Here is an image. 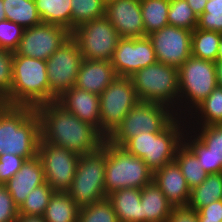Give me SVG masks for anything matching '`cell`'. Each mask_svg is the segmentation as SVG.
Here are the masks:
<instances>
[{
    "label": "cell",
    "mask_w": 222,
    "mask_h": 222,
    "mask_svg": "<svg viewBox=\"0 0 222 222\" xmlns=\"http://www.w3.org/2000/svg\"><path fill=\"white\" fill-rule=\"evenodd\" d=\"M214 157V173L222 172V125L187 126Z\"/></svg>",
    "instance_id": "4dcf8cb0"
},
{
    "label": "cell",
    "mask_w": 222,
    "mask_h": 222,
    "mask_svg": "<svg viewBox=\"0 0 222 222\" xmlns=\"http://www.w3.org/2000/svg\"><path fill=\"white\" fill-rule=\"evenodd\" d=\"M218 67V85H222V63H217Z\"/></svg>",
    "instance_id": "c3c4849f"
},
{
    "label": "cell",
    "mask_w": 222,
    "mask_h": 222,
    "mask_svg": "<svg viewBox=\"0 0 222 222\" xmlns=\"http://www.w3.org/2000/svg\"><path fill=\"white\" fill-rule=\"evenodd\" d=\"M119 222H142L141 189L124 188L107 196Z\"/></svg>",
    "instance_id": "603a6c76"
},
{
    "label": "cell",
    "mask_w": 222,
    "mask_h": 222,
    "mask_svg": "<svg viewBox=\"0 0 222 222\" xmlns=\"http://www.w3.org/2000/svg\"><path fill=\"white\" fill-rule=\"evenodd\" d=\"M167 16L171 26L193 31L198 25V17L186 0H170Z\"/></svg>",
    "instance_id": "d590c367"
},
{
    "label": "cell",
    "mask_w": 222,
    "mask_h": 222,
    "mask_svg": "<svg viewBox=\"0 0 222 222\" xmlns=\"http://www.w3.org/2000/svg\"><path fill=\"white\" fill-rule=\"evenodd\" d=\"M116 77L111 61L84 59L75 87L100 95Z\"/></svg>",
    "instance_id": "44dd1931"
},
{
    "label": "cell",
    "mask_w": 222,
    "mask_h": 222,
    "mask_svg": "<svg viewBox=\"0 0 222 222\" xmlns=\"http://www.w3.org/2000/svg\"><path fill=\"white\" fill-rule=\"evenodd\" d=\"M217 63H222V36H221L219 46H218Z\"/></svg>",
    "instance_id": "7dc6e473"
},
{
    "label": "cell",
    "mask_w": 222,
    "mask_h": 222,
    "mask_svg": "<svg viewBox=\"0 0 222 222\" xmlns=\"http://www.w3.org/2000/svg\"><path fill=\"white\" fill-rule=\"evenodd\" d=\"M105 167L106 151L102 147L95 152L79 156L73 181L67 190L79 208L106 198Z\"/></svg>",
    "instance_id": "ba28073f"
},
{
    "label": "cell",
    "mask_w": 222,
    "mask_h": 222,
    "mask_svg": "<svg viewBox=\"0 0 222 222\" xmlns=\"http://www.w3.org/2000/svg\"><path fill=\"white\" fill-rule=\"evenodd\" d=\"M77 222H119L111 201L106 197L93 204L81 207Z\"/></svg>",
    "instance_id": "e575fe53"
},
{
    "label": "cell",
    "mask_w": 222,
    "mask_h": 222,
    "mask_svg": "<svg viewBox=\"0 0 222 222\" xmlns=\"http://www.w3.org/2000/svg\"><path fill=\"white\" fill-rule=\"evenodd\" d=\"M6 19L24 29L42 23L34 0H3Z\"/></svg>",
    "instance_id": "83f0119b"
},
{
    "label": "cell",
    "mask_w": 222,
    "mask_h": 222,
    "mask_svg": "<svg viewBox=\"0 0 222 222\" xmlns=\"http://www.w3.org/2000/svg\"><path fill=\"white\" fill-rule=\"evenodd\" d=\"M222 200V172L207 174L206 179L191 190L188 206L194 210Z\"/></svg>",
    "instance_id": "4316f807"
},
{
    "label": "cell",
    "mask_w": 222,
    "mask_h": 222,
    "mask_svg": "<svg viewBox=\"0 0 222 222\" xmlns=\"http://www.w3.org/2000/svg\"><path fill=\"white\" fill-rule=\"evenodd\" d=\"M185 119L187 126L222 125V85H217Z\"/></svg>",
    "instance_id": "cb8c5ba5"
},
{
    "label": "cell",
    "mask_w": 222,
    "mask_h": 222,
    "mask_svg": "<svg viewBox=\"0 0 222 222\" xmlns=\"http://www.w3.org/2000/svg\"><path fill=\"white\" fill-rule=\"evenodd\" d=\"M40 118L41 139L79 155L102 147L107 139L96 127L81 121L56 101L35 108Z\"/></svg>",
    "instance_id": "6da1fadb"
},
{
    "label": "cell",
    "mask_w": 222,
    "mask_h": 222,
    "mask_svg": "<svg viewBox=\"0 0 222 222\" xmlns=\"http://www.w3.org/2000/svg\"><path fill=\"white\" fill-rule=\"evenodd\" d=\"M102 148L106 151L105 194L106 197L124 188L142 189L153 181V172L139 157L128 153L107 139Z\"/></svg>",
    "instance_id": "8992f818"
},
{
    "label": "cell",
    "mask_w": 222,
    "mask_h": 222,
    "mask_svg": "<svg viewBox=\"0 0 222 222\" xmlns=\"http://www.w3.org/2000/svg\"><path fill=\"white\" fill-rule=\"evenodd\" d=\"M190 8L194 11L197 17H199L205 9L208 0H186Z\"/></svg>",
    "instance_id": "f6af8a7d"
},
{
    "label": "cell",
    "mask_w": 222,
    "mask_h": 222,
    "mask_svg": "<svg viewBox=\"0 0 222 222\" xmlns=\"http://www.w3.org/2000/svg\"><path fill=\"white\" fill-rule=\"evenodd\" d=\"M187 130L185 118L176 117L159 133L142 132L129 139L122 147L141 158L154 173L174 161L178 147L183 143Z\"/></svg>",
    "instance_id": "277c9868"
},
{
    "label": "cell",
    "mask_w": 222,
    "mask_h": 222,
    "mask_svg": "<svg viewBox=\"0 0 222 222\" xmlns=\"http://www.w3.org/2000/svg\"><path fill=\"white\" fill-rule=\"evenodd\" d=\"M45 183L44 171L38 156L25 160L21 169L7 181L4 186L10 193L15 205L19 208L28 194Z\"/></svg>",
    "instance_id": "d6986e66"
},
{
    "label": "cell",
    "mask_w": 222,
    "mask_h": 222,
    "mask_svg": "<svg viewBox=\"0 0 222 222\" xmlns=\"http://www.w3.org/2000/svg\"><path fill=\"white\" fill-rule=\"evenodd\" d=\"M197 28L222 34V6L206 4L204 12L198 17Z\"/></svg>",
    "instance_id": "ab89813d"
},
{
    "label": "cell",
    "mask_w": 222,
    "mask_h": 222,
    "mask_svg": "<svg viewBox=\"0 0 222 222\" xmlns=\"http://www.w3.org/2000/svg\"><path fill=\"white\" fill-rule=\"evenodd\" d=\"M199 222H222V221H206V220H198Z\"/></svg>",
    "instance_id": "f5cc1de1"
},
{
    "label": "cell",
    "mask_w": 222,
    "mask_h": 222,
    "mask_svg": "<svg viewBox=\"0 0 222 222\" xmlns=\"http://www.w3.org/2000/svg\"><path fill=\"white\" fill-rule=\"evenodd\" d=\"M198 220L222 221V200L201 207L197 210Z\"/></svg>",
    "instance_id": "ee69618b"
},
{
    "label": "cell",
    "mask_w": 222,
    "mask_h": 222,
    "mask_svg": "<svg viewBox=\"0 0 222 222\" xmlns=\"http://www.w3.org/2000/svg\"><path fill=\"white\" fill-rule=\"evenodd\" d=\"M71 38V31L54 24L41 23L24 30L13 56H27L46 61Z\"/></svg>",
    "instance_id": "5bb4252c"
},
{
    "label": "cell",
    "mask_w": 222,
    "mask_h": 222,
    "mask_svg": "<svg viewBox=\"0 0 222 222\" xmlns=\"http://www.w3.org/2000/svg\"><path fill=\"white\" fill-rule=\"evenodd\" d=\"M105 17L121 38L145 37L140 0H114L105 5Z\"/></svg>",
    "instance_id": "e0dca14e"
},
{
    "label": "cell",
    "mask_w": 222,
    "mask_h": 222,
    "mask_svg": "<svg viewBox=\"0 0 222 222\" xmlns=\"http://www.w3.org/2000/svg\"><path fill=\"white\" fill-rule=\"evenodd\" d=\"M15 222H45L41 216L19 215Z\"/></svg>",
    "instance_id": "bcb514c9"
},
{
    "label": "cell",
    "mask_w": 222,
    "mask_h": 222,
    "mask_svg": "<svg viewBox=\"0 0 222 222\" xmlns=\"http://www.w3.org/2000/svg\"><path fill=\"white\" fill-rule=\"evenodd\" d=\"M183 142L195 153L202 169L207 174L214 173V157L210 150L189 130L187 129Z\"/></svg>",
    "instance_id": "8d00e7d4"
},
{
    "label": "cell",
    "mask_w": 222,
    "mask_h": 222,
    "mask_svg": "<svg viewBox=\"0 0 222 222\" xmlns=\"http://www.w3.org/2000/svg\"><path fill=\"white\" fill-rule=\"evenodd\" d=\"M24 28L7 19L0 21V49L15 52L23 37Z\"/></svg>",
    "instance_id": "74e56055"
},
{
    "label": "cell",
    "mask_w": 222,
    "mask_h": 222,
    "mask_svg": "<svg viewBox=\"0 0 222 222\" xmlns=\"http://www.w3.org/2000/svg\"><path fill=\"white\" fill-rule=\"evenodd\" d=\"M174 161L191 190L206 179L207 173L200 166L195 153L184 142L178 147Z\"/></svg>",
    "instance_id": "f1b7e54d"
},
{
    "label": "cell",
    "mask_w": 222,
    "mask_h": 222,
    "mask_svg": "<svg viewBox=\"0 0 222 222\" xmlns=\"http://www.w3.org/2000/svg\"><path fill=\"white\" fill-rule=\"evenodd\" d=\"M4 19H6V15L3 7V0H0V21Z\"/></svg>",
    "instance_id": "681fc988"
},
{
    "label": "cell",
    "mask_w": 222,
    "mask_h": 222,
    "mask_svg": "<svg viewBox=\"0 0 222 222\" xmlns=\"http://www.w3.org/2000/svg\"><path fill=\"white\" fill-rule=\"evenodd\" d=\"M18 216V207L6 187L0 184V222H15Z\"/></svg>",
    "instance_id": "b9f144b4"
},
{
    "label": "cell",
    "mask_w": 222,
    "mask_h": 222,
    "mask_svg": "<svg viewBox=\"0 0 222 222\" xmlns=\"http://www.w3.org/2000/svg\"><path fill=\"white\" fill-rule=\"evenodd\" d=\"M54 190L45 182L34 188L18 208L19 215L43 216Z\"/></svg>",
    "instance_id": "836d02e7"
},
{
    "label": "cell",
    "mask_w": 222,
    "mask_h": 222,
    "mask_svg": "<svg viewBox=\"0 0 222 222\" xmlns=\"http://www.w3.org/2000/svg\"><path fill=\"white\" fill-rule=\"evenodd\" d=\"M56 102L78 119L100 131V97L86 90L72 87L63 92Z\"/></svg>",
    "instance_id": "ac0fdd59"
},
{
    "label": "cell",
    "mask_w": 222,
    "mask_h": 222,
    "mask_svg": "<svg viewBox=\"0 0 222 222\" xmlns=\"http://www.w3.org/2000/svg\"><path fill=\"white\" fill-rule=\"evenodd\" d=\"M83 60L82 53L72 37L46 60L49 103L56 101L66 90L75 87Z\"/></svg>",
    "instance_id": "7c38bea8"
},
{
    "label": "cell",
    "mask_w": 222,
    "mask_h": 222,
    "mask_svg": "<svg viewBox=\"0 0 222 222\" xmlns=\"http://www.w3.org/2000/svg\"><path fill=\"white\" fill-rule=\"evenodd\" d=\"M206 4L222 6V0H208Z\"/></svg>",
    "instance_id": "f907efd6"
},
{
    "label": "cell",
    "mask_w": 222,
    "mask_h": 222,
    "mask_svg": "<svg viewBox=\"0 0 222 222\" xmlns=\"http://www.w3.org/2000/svg\"><path fill=\"white\" fill-rule=\"evenodd\" d=\"M100 132L108 138L140 101L130 77H116L99 95Z\"/></svg>",
    "instance_id": "30bf717a"
},
{
    "label": "cell",
    "mask_w": 222,
    "mask_h": 222,
    "mask_svg": "<svg viewBox=\"0 0 222 222\" xmlns=\"http://www.w3.org/2000/svg\"><path fill=\"white\" fill-rule=\"evenodd\" d=\"M222 34L197 27L192 31L191 55L217 63L218 46Z\"/></svg>",
    "instance_id": "1f68e13d"
},
{
    "label": "cell",
    "mask_w": 222,
    "mask_h": 222,
    "mask_svg": "<svg viewBox=\"0 0 222 222\" xmlns=\"http://www.w3.org/2000/svg\"><path fill=\"white\" fill-rule=\"evenodd\" d=\"M153 181L173 206H188L191 189L175 161L155 171Z\"/></svg>",
    "instance_id": "ffe728a7"
},
{
    "label": "cell",
    "mask_w": 222,
    "mask_h": 222,
    "mask_svg": "<svg viewBox=\"0 0 222 222\" xmlns=\"http://www.w3.org/2000/svg\"><path fill=\"white\" fill-rule=\"evenodd\" d=\"M71 9V32L85 22L105 17L101 0H71Z\"/></svg>",
    "instance_id": "d6a6232c"
},
{
    "label": "cell",
    "mask_w": 222,
    "mask_h": 222,
    "mask_svg": "<svg viewBox=\"0 0 222 222\" xmlns=\"http://www.w3.org/2000/svg\"><path fill=\"white\" fill-rule=\"evenodd\" d=\"M101 1L106 5V4H108V3H110V2H112L114 0H101Z\"/></svg>",
    "instance_id": "816d5d0a"
},
{
    "label": "cell",
    "mask_w": 222,
    "mask_h": 222,
    "mask_svg": "<svg viewBox=\"0 0 222 222\" xmlns=\"http://www.w3.org/2000/svg\"><path fill=\"white\" fill-rule=\"evenodd\" d=\"M178 113L186 118L218 85L217 63L190 56L179 68Z\"/></svg>",
    "instance_id": "5b68a950"
},
{
    "label": "cell",
    "mask_w": 222,
    "mask_h": 222,
    "mask_svg": "<svg viewBox=\"0 0 222 222\" xmlns=\"http://www.w3.org/2000/svg\"><path fill=\"white\" fill-rule=\"evenodd\" d=\"M166 222H199L197 211L189 206H173Z\"/></svg>",
    "instance_id": "7bdbcfd3"
},
{
    "label": "cell",
    "mask_w": 222,
    "mask_h": 222,
    "mask_svg": "<svg viewBox=\"0 0 222 222\" xmlns=\"http://www.w3.org/2000/svg\"><path fill=\"white\" fill-rule=\"evenodd\" d=\"M25 162L23 157L4 154L0 155V184L4 185L21 169L22 164Z\"/></svg>",
    "instance_id": "60d3db41"
},
{
    "label": "cell",
    "mask_w": 222,
    "mask_h": 222,
    "mask_svg": "<svg viewBox=\"0 0 222 222\" xmlns=\"http://www.w3.org/2000/svg\"><path fill=\"white\" fill-rule=\"evenodd\" d=\"M142 102L161 104L178 113V68L156 62L135 72L130 77Z\"/></svg>",
    "instance_id": "52a82bcc"
},
{
    "label": "cell",
    "mask_w": 222,
    "mask_h": 222,
    "mask_svg": "<svg viewBox=\"0 0 222 222\" xmlns=\"http://www.w3.org/2000/svg\"><path fill=\"white\" fill-rule=\"evenodd\" d=\"M40 138V118L35 108L0 103V155L32 159L37 156Z\"/></svg>",
    "instance_id": "7a4b0ae2"
},
{
    "label": "cell",
    "mask_w": 222,
    "mask_h": 222,
    "mask_svg": "<svg viewBox=\"0 0 222 222\" xmlns=\"http://www.w3.org/2000/svg\"><path fill=\"white\" fill-rule=\"evenodd\" d=\"M13 55L14 52L0 49V103L12 87Z\"/></svg>",
    "instance_id": "f35d334b"
},
{
    "label": "cell",
    "mask_w": 222,
    "mask_h": 222,
    "mask_svg": "<svg viewBox=\"0 0 222 222\" xmlns=\"http://www.w3.org/2000/svg\"><path fill=\"white\" fill-rule=\"evenodd\" d=\"M156 62L155 50L148 36L120 38L111 60L118 77H131L135 72Z\"/></svg>",
    "instance_id": "9a60e30c"
},
{
    "label": "cell",
    "mask_w": 222,
    "mask_h": 222,
    "mask_svg": "<svg viewBox=\"0 0 222 222\" xmlns=\"http://www.w3.org/2000/svg\"><path fill=\"white\" fill-rule=\"evenodd\" d=\"M145 36L169 25L170 0H140Z\"/></svg>",
    "instance_id": "f546056e"
},
{
    "label": "cell",
    "mask_w": 222,
    "mask_h": 222,
    "mask_svg": "<svg viewBox=\"0 0 222 222\" xmlns=\"http://www.w3.org/2000/svg\"><path fill=\"white\" fill-rule=\"evenodd\" d=\"M79 210L67 192L54 191L42 217L45 222H77Z\"/></svg>",
    "instance_id": "d4e9b609"
},
{
    "label": "cell",
    "mask_w": 222,
    "mask_h": 222,
    "mask_svg": "<svg viewBox=\"0 0 222 222\" xmlns=\"http://www.w3.org/2000/svg\"><path fill=\"white\" fill-rule=\"evenodd\" d=\"M142 222H166L173 205L154 181L141 189Z\"/></svg>",
    "instance_id": "7402d4cb"
},
{
    "label": "cell",
    "mask_w": 222,
    "mask_h": 222,
    "mask_svg": "<svg viewBox=\"0 0 222 222\" xmlns=\"http://www.w3.org/2000/svg\"><path fill=\"white\" fill-rule=\"evenodd\" d=\"M157 62L179 68L191 56L192 31L167 25L148 35Z\"/></svg>",
    "instance_id": "2e32d148"
},
{
    "label": "cell",
    "mask_w": 222,
    "mask_h": 222,
    "mask_svg": "<svg viewBox=\"0 0 222 222\" xmlns=\"http://www.w3.org/2000/svg\"><path fill=\"white\" fill-rule=\"evenodd\" d=\"M42 23L62 26L71 31V0H34Z\"/></svg>",
    "instance_id": "484cf974"
},
{
    "label": "cell",
    "mask_w": 222,
    "mask_h": 222,
    "mask_svg": "<svg viewBox=\"0 0 222 222\" xmlns=\"http://www.w3.org/2000/svg\"><path fill=\"white\" fill-rule=\"evenodd\" d=\"M47 63L27 56H13L12 87L1 102L10 106L33 108L49 103Z\"/></svg>",
    "instance_id": "3957f363"
},
{
    "label": "cell",
    "mask_w": 222,
    "mask_h": 222,
    "mask_svg": "<svg viewBox=\"0 0 222 222\" xmlns=\"http://www.w3.org/2000/svg\"><path fill=\"white\" fill-rule=\"evenodd\" d=\"M175 118V112L165 105L139 101L107 140L122 147L129 139L142 132L163 131Z\"/></svg>",
    "instance_id": "9c48e42d"
},
{
    "label": "cell",
    "mask_w": 222,
    "mask_h": 222,
    "mask_svg": "<svg viewBox=\"0 0 222 222\" xmlns=\"http://www.w3.org/2000/svg\"><path fill=\"white\" fill-rule=\"evenodd\" d=\"M84 59L112 60L121 38L106 17L90 20L71 32Z\"/></svg>",
    "instance_id": "8fae6325"
},
{
    "label": "cell",
    "mask_w": 222,
    "mask_h": 222,
    "mask_svg": "<svg viewBox=\"0 0 222 222\" xmlns=\"http://www.w3.org/2000/svg\"><path fill=\"white\" fill-rule=\"evenodd\" d=\"M37 156L43 166L45 182L54 191L67 192L73 181L80 155L40 138Z\"/></svg>",
    "instance_id": "4fadbf2b"
}]
</instances>
